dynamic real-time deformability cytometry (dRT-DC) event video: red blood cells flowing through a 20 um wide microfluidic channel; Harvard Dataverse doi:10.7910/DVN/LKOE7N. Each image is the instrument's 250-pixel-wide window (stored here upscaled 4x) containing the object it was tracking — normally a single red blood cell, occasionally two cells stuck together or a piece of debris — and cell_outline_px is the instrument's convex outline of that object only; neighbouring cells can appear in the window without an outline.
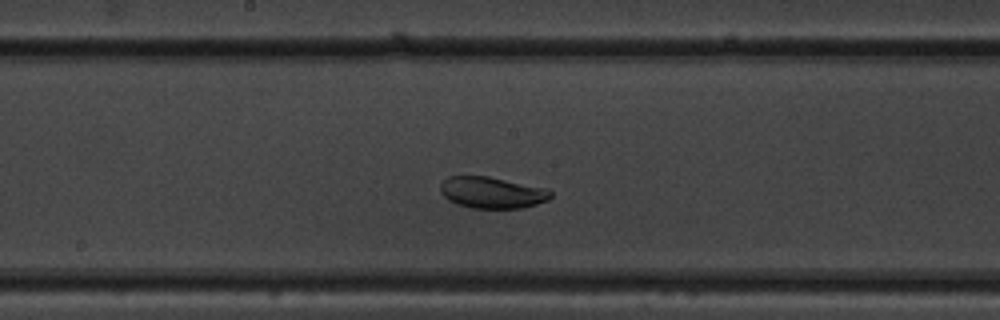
{"species": "common noctule bat (a hibernating species)", "species_latin": "Nyctalus noctula", "temperature_condition": "warm", "stored_images_in_passage": 45, "camera_frame_rate_fps": 3000, "um_per_image_px": 0.085, "animal": {"sex": "male", "body_mass_g": 19.5, "forearm_length_mm": 54.6}, "frame": {"image": 1, "passage_image": 20, "time_ms": 6.333, "image_size_px": [1000, 320], "cell_outline_px": [[552, 196], [548, 200], [536, 204], [520, 208], [468, 208], [456, 204], [448, 200], [440, 192], [440, 184], [448, 176], [488, 176], [548, 188], [552, 192]], "centroid_in_image_um": [41.82, 16.37], "position_along_channel_um": 206.4, "area_um2": 20.4}}
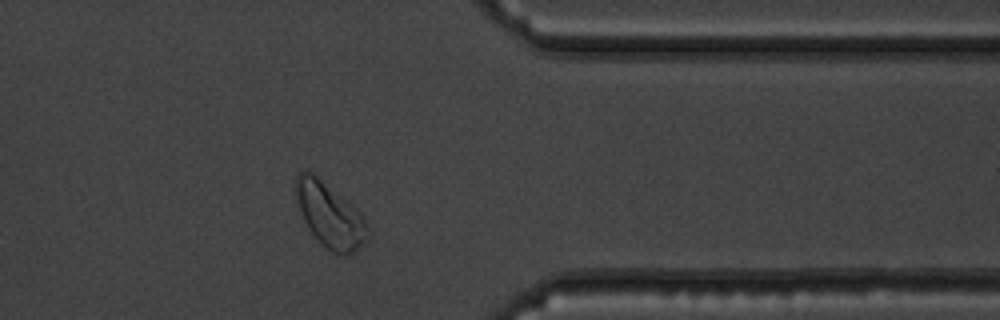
{"frame": {"image": 2, "passage_image": 35, "time_ms": 11.333, "image_size_px": [1000, 320], "cell_outline_px": [[372, 236], [364, 244], [348, 256], [340, 256], [332, 252], [308, 228], [300, 212], [296, 200], [296, 176], [300, 172], [308, 168], [356, 208], [364, 216], [372, 232]], "centroid_in_image_um": [28.09, 18.3], "position_along_channel_um": 383.3, "area_um2": 27.28}}
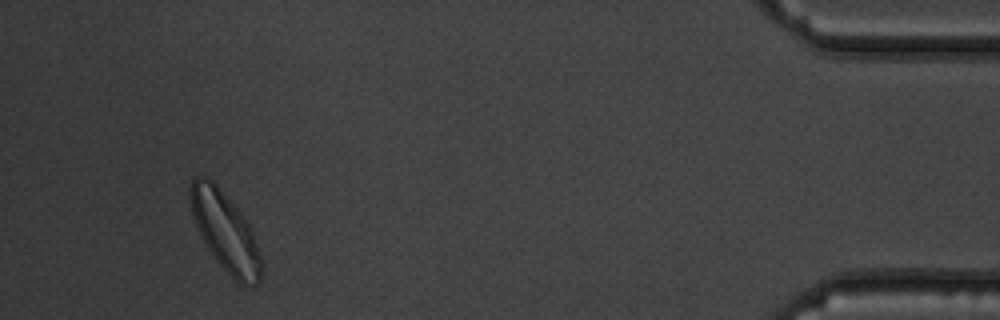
{"frame": {"image": 3, "passage_image": 42, "time_ms": 13.667, "image_size_px": [1000, 320], "cell_outline_px": [[264, 268], [260, 280], [256, 284], [244, 288], [216, 260], [208, 248], [196, 224], [192, 212], [188, 196], [188, 188], [192, 180], [196, 176], [208, 176], [216, 184], [240, 212], [248, 224], [252, 232], [264, 264]], "centroid_in_image_um": [19.16, 19.69], "position_along_channel_um": 416.0, "area_um2": 32.48}, "authors_computed_cell_mechanics": {"area_um2": 23.0044, "velocity_mm_per_s": 3.7304, "shape_relaxation_time_tau1_ms": 4.0575, "shape_relaxation_time_tau2_ms": null, "deformation_change_tau1": 0.1267, "deformation_change_tau2": null}}